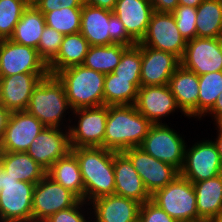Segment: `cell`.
I'll use <instances>...</instances> for the list:
<instances>
[{
	"mask_svg": "<svg viewBox=\"0 0 222 222\" xmlns=\"http://www.w3.org/2000/svg\"><path fill=\"white\" fill-rule=\"evenodd\" d=\"M84 184V201L114 195V151L103 147L71 148Z\"/></svg>",
	"mask_w": 222,
	"mask_h": 222,
	"instance_id": "1",
	"label": "cell"
},
{
	"mask_svg": "<svg viewBox=\"0 0 222 222\" xmlns=\"http://www.w3.org/2000/svg\"><path fill=\"white\" fill-rule=\"evenodd\" d=\"M151 125L134 105L108 106L104 148L123 152L140 147Z\"/></svg>",
	"mask_w": 222,
	"mask_h": 222,
	"instance_id": "2",
	"label": "cell"
},
{
	"mask_svg": "<svg viewBox=\"0 0 222 222\" xmlns=\"http://www.w3.org/2000/svg\"><path fill=\"white\" fill-rule=\"evenodd\" d=\"M65 88L71 110L104 105L105 74L76 65L56 74Z\"/></svg>",
	"mask_w": 222,
	"mask_h": 222,
	"instance_id": "3",
	"label": "cell"
},
{
	"mask_svg": "<svg viewBox=\"0 0 222 222\" xmlns=\"http://www.w3.org/2000/svg\"><path fill=\"white\" fill-rule=\"evenodd\" d=\"M71 110L65 88L56 75H47L34 88L27 112L45 127H60L67 109Z\"/></svg>",
	"mask_w": 222,
	"mask_h": 222,
	"instance_id": "4",
	"label": "cell"
},
{
	"mask_svg": "<svg viewBox=\"0 0 222 222\" xmlns=\"http://www.w3.org/2000/svg\"><path fill=\"white\" fill-rule=\"evenodd\" d=\"M35 184L18 181L0 166V222H32Z\"/></svg>",
	"mask_w": 222,
	"mask_h": 222,
	"instance_id": "5",
	"label": "cell"
},
{
	"mask_svg": "<svg viewBox=\"0 0 222 222\" xmlns=\"http://www.w3.org/2000/svg\"><path fill=\"white\" fill-rule=\"evenodd\" d=\"M151 200L171 218L180 222H198L193 183L180 174L165 187L156 190Z\"/></svg>",
	"mask_w": 222,
	"mask_h": 222,
	"instance_id": "6",
	"label": "cell"
},
{
	"mask_svg": "<svg viewBox=\"0 0 222 222\" xmlns=\"http://www.w3.org/2000/svg\"><path fill=\"white\" fill-rule=\"evenodd\" d=\"M183 138L163 123L152 124L140 148L157 160L171 164L179 171L184 164Z\"/></svg>",
	"mask_w": 222,
	"mask_h": 222,
	"instance_id": "7",
	"label": "cell"
},
{
	"mask_svg": "<svg viewBox=\"0 0 222 222\" xmlns=\"http://www.w3.org/2000/svg\"><path fill=\"white\" fill-rule=\"evenodd\" d=\"M80 199L47 174L35 184L32 222H43L52 214L74 206Z\"/></svg>",
	"mask_w": 222,
	"mask_h": 222,
	"instance_id": "8",
	"label": "cell"
},
{
	"mask_svg": "<svg viewBox=\"0 0 222 222\" xmlns=\"http://www.w3.org/2000/svg\"><path fill=\"white\" fill-rule=\"evenodd\" d=\"M140 44L156 50L173 53L181 59L187 41L178 30L171 12L154 11L149 21L147 32Z\"/></svg>",
	"mask_w": 222,
	"mask_h": 222,
	"instance_id": "9",
	"label": "cell"
},
{
	"mask_svg": "<svg viewBox=\"0 0 222 222\" xmlns=\"http://www.w3.org/2000/svg\"><path fill=\"white\" fill-rule=\"evenodd\" d=\"M73 113L79 116L78 124L69 126L71 148L103 147L108 117V106L78 108Z\"/></svg>",
	"mask_w": 222,
	"mask_h": 222,
	"instance_id": "10",
	"label": "cell"
},
{
	"mask_svg": "<svg viewBox=\"0 0 222 222\" xmlns=\"http://www.w3.org/2000/svg\"><path fill=\"white\" fill-rule=\"evenodd\" d=\"M18 73H49L37 49L10 39L0 40V77Z\"/></svg>",
	"mask_w": 222,
	"mask_h": 222,
	"instance_id": "11",
	"label": "cell"
},
{
	"mask_svg": "<svg viewBox=\"0 0 222 222\" xmlns=\"http://www.w3.org/2000/svg\"><path fill=\"white\" fill-rule=\"evenodd\" d=\"M222 174V162L213 141L203 140L185 149L184 164L180 175L192 183Z\"/></svg>",
	"mask_w": 222,
	"mask_h": 222,
	"instance_id": "12",
	"label": "cell"
},
{
	"mask_svg": "<svg viewBox=\"0 0 222 222\" xmlns=\"http://www.w3.org/2000/svg\"><path fill=\"white\" fill-rule=\"evenodd\" d=\"M180 64L198 76L222 71V37L187 41Z\"/></svg>",
	"mask_w": 222,
	"mask_h": 222,
	"instance_id": "13",
	"label": "cell"
},
{
	"mask_svg": "<svg viewBox=\"0 0 222 222\" xmlns=\"http://www.w3.org/2000/svg\"><path fill=\"white\" fill-rule=\"evenodd\" d=\"M123 153L130 159L151 195L172 182L180 174L177 168L155 159L140 147L126 149Z\"/></svg>",
	"mask_w": 222,
	"mask_h": 222,
	"instance_id": "14",
	"label": "cell"
},
{
	"mask_svg": "<svg viewBox=\"0 0 222 222\" xmlns=\"http://www.w3.org/2000/svg\"><path fill=\"white\" fill-rule=\"evenodd\" d=\"M45 126L27 111H14L0 142V152H26Z\"/></svg>",
	"mask_w": 222,
	"mask_h": 222,
	"instance_id": "15",
	"label": "cell"
},
{
	"mask_svg": "<svg viewBox=\"0 0 222 222\" xmlns=\"http://www.w3.org/2000/svg\"><path fill=\"white\" fill-rule=\"evenodd\" d=\"M50 73H18L0 77V103L11 112L26 111L34 88Z\"/></svg>",
	"mask_w": 222,
	"mask_h": 222,
	"instance_id": "16",
	"label": "cell"
},
{
	"mask_svg": "<svg viewBox=\"0 0 222 222\" xmlns=\"http://www.w3.org/2000/svg\"><path fill=\"white\" fill-rule=\"evenodd\" d=\"M60 129L45 127L26 151L46 171L71 151L69 130L65 134Z\"/></svg>",
	"mask_w": 222,
	"mask_h": 222,
	"instance_id": "17",
	"label": "cell"
},
{
	"mask_svg": "<svg viewBox=\"0 0 222 222\" xmlns=\"http://www.w3.org/2000/svg\"><path fill=\"white\" fill-rule=\"evenodd\" d=\"M179 65L180 59L173 53L142 45L141 86L168 84Z\"/></svg>",
	"mask_w": 222,
	"mask_h": 222,
	"instance_id": "18",
	"label": "cell"
},
{
	"mask_svg": "<svg viewBox=\"0 0 222 222\" xmlns=\"http://www.w3.org/2000/svg\"><path fill=\"white\" fill-rule=\"evenodd\" d=\"M134 106L152 124H159L161 117L168 116L179 108L168 84L141 86Z\"/></svg>",
	"mask_w": 222,
	"mask_h": 222,
	"instance_id": "19",
	"label": "cell"
},
{
	"mask_svg": "<svg viewBox=\"0 0 222 222\" xmlns=\"http://www.w3.org/2000/svg\"><path fill=\"white\" fill-rule=\"evenodd\" d=\"M114 194L136 200L140 204L151 199L141 176L123 152L114 151Z\"/></svg>",
	"mask_w": 222,
	"mask_h": 222,
	"instance_id": "20",
	"label": "cell"
},
{
	"mask_svg": "<svg viewBox=\"0 0 222 222\" xmlns=\"http://www.w3.org/2000/svg\"><path fill=\"white\" fill-rule=\"evenodd\" d=\"M112 12L123 23L128 35L140 43L147 32L154 8L150 0H117Z\"/></svg>",
	"mask_w": 222,
	"mask_h": 222,
	"instance_id": "21",
	"label": "cell"
},
{
	"mask_svg": "<svg viewBox=\"0 0 222 222\" xmlns=\"http://www.w3.org/2000/svg\"><path fill=\"white\" fill-rule=\"evenodd\" d=\"M168 86L181 112L188 117H198V75L180 64L171 76Z\"/></svg>",
	"mask_w": 222,
	"mask_h": 222,
	"instance_id": "22",
	"label": "cell"
},
{
	"mask_svg": "<svg viewBox=\"0 0 222 222\" xmlns=\"http://www.w3.org/2000/svg\"><path fill=\"white\" fill-rule=\"evenodd\" d=\"M96 222H138L141 204L118 195H106L91 201Z\"/></svg>",
	"mask_w": 222,
	"mask_h": 222,
	"instance_id": "23",
	"label": "cell"
},
{
	"mask_svg": "<svg viewBox=\"0 0 222 222\" xmlns=\"http://www.w3.org/2000/svg\"><path fill=\"white\" fill-rule=\"evenodd\" d=\"M80 33L90 46L110 45L112 11L83 4Z\"/></svg>",
	"mask_w": 222,
	"mask_h": 222,
	"instance_id": "24",
	"label": "cell"
},
{
	"mask_svg": "<svg viewBox=\"0 0 222 222\" xmlns=\"http://www.w3.org/2000/svg\"><path fill=\"white\" fill-rule=\"evenodd\" d=\"M196 193L198 222H210L222 212V174L193 183Z\"/></svg>",
	"mask_w": 222,
	"mask_h": 222,
	"instance_id": "25",
	"label": "cell"
},
{
	"mask_svg": "<svg viewBox=\"0 0 222 222\" xmlns=\"http://www.w3.org/2000/svg\"><path fill=\"white\" fill-rule=\"evenodd\" d=\"M0 166L13 178L28 183L36 184L47 174L27 152H0Z\"/></svg>",
	"mask_w": 222,
	"mask_h": 222,
	"instance_id": "26",
	"label": "cell"
},
{
	"mask_svg": "<svg viewBox=\"0 0 222 222\" xmlns=\"http://www.w3.org/2000/svg\"><path fill=\"white\" fill-rule=\"evenodd\" d=\"M90 45L79 32L76 34L64 35L60 50L57 56L48 64L51 75L76 65H82Z\"/></svg>",
	"mask_w": 222,
	"mask_h": 222,
	"instance_id": "27",
	"label": "cell"
},
{
	"mask_svg": "<svg viewBox=\"0 0 222 222\" xmlns=\"http://www.w3.org/2000/svg\"><path fill=\"white\" fill-rule=\"evenodd\" d=\"M45 26L44 14L35 5H29L23 12L9 39L37 49Z\"/></svg>",
	"mask_w": 222,
	"mask_h": 222,
	"instance_id": "28",
	"label": "cell"
},
{
	"mask_svg": "<svg viewBox=\"0 0 222 222\" xmlns=\"http://www.w3.org/2000/svg\"><path fill=\"white\" fill-rule=\"evenodd\" d=\"M47 175L84 201V184L79 163L71 151L58 159L47 171Z\"/></svg>",
	"mask_w": 222,
	"mask_h": 222,
	"instance_id": "29",
	"label": "cell"
},
{
	"mask_svg": "<svg viewBox=\"0 0 222 222\" xmlns=\"http://www.w3.org/2000/svg\"><path fill=\"white\" fill-rule=\"evenodd\" d=\"M196 37H222V0H204L197 7Z\"/></svg>",
	"mask_w": 222,
	"mask_h": 222,
	"instance_id": "30",
	"label": "cell"
},
{
	"mask_svg": "<svg viewBox=\"0 0 222 222\" xmlns=\"http://www.w3.org/2000/svg\"><path fill=\"white\" fill-rule=\"evenodd\" d=\"M127 48L122 44L90 46L82 65L105 75L112 73Z\"/></svg>",
	"mask_w": 222,
	"mask_h": 222,
	"instance_id": "31",
	"label": "cell"
},
{
	"mask_svg": "<svg viewBox=\"0 0 222 222\" xmlns=\"http://www.w3.org/2000/svg\"><path fill=\"white\" fill-rule=\"evenodd\" d=\"M138 87L131 79L118 78V75L109 73L104 79V105H134Z\"/></svg>",
	"mask_w": 222,
	"mask_h": 222,
	"instance_id": "32",
	"label": "cell"
},
{
	"mask_svg": "<svg viewBox=\"0 0 222 222\" xmlns=\"http://www.w3.org/2000/svg\"><path fill=\"white\" fill-rule=\"evenodd\" d=\"M198 77V117L201 118L213 108L216 99L222 92V71L209 72Z\"/></svg>",
	"mask_w": 222,
	"mask_h": 222,
	"instance_id": "33",
	"label": "cell"
},
{
	"mask_svg": "<svg viewBox=\"0 0 222 222\" xmlns=\"http://www.w3.org/2000/svg\"><path fill=\"white\" fill-rule=\"evenodd\" d=\"M82 8H61L44 14L47 26L63 35L76 34L81 28Z\"/></svg>",
	"mask_w": 222,
	"mask_h": 222,
	"instance_id": "34",
	"label": "cell"
},
{
	"mask_svg": "<svg viewBox=\"0 0 222 222\" xmlns=\"http://www.w3.org/2000/svg\"><path fill=\"white\" fill-rule=\"evenodd\" d=\"M142 45L129 46L122 54L119 64L112 72L118 78L131 79L138 88L141 87Z\"/></svg>",
	"mask_w": 222,
	"mask_h": 222,
	"instance_id": "35",
	"label": "cell"
},
{
	"mask_svg": "<svg viewBox=\"0 0 222 222\" xmlns=\"http://www.w3.org/2000/svg\"><path fill=\"white\" fill-rule=\"evenodd\" d=\"M28 6L25 0H0V40L12 36L16 24Z\"/></svg>",
	"mask_w": 222,
	"mask_h": 222,
	"instance_id": "36",
	"label": "cell"
},
{
	"mask_svg": "<svg viewBox=\"0 0 222 222\" xmlns=\"http://www.w3.org/2000/svg\"><path fill=\"white\" fill-rule=\"evenodd\" d=\"M63 37L64 35L54 28L45 26L37 50L47 65L57 56Z\"/></svg>",
	"mask_w": 222,
	"mask_h": 222,
	"instance_id": "37",
	"label": "cell"
},
{
	"mask_svg": "<svg viewBox=\"0 0 222 222\" xmlns=\"http://www.w3.org/2000/svg\"><path fill=\"white\" fill-rule=\"evenodd\" d=\"M177 28L186 41L196 37L197 8L179 5L173 12Z\"/></svg>",
	"mask_w": 222,
	"mask_h": 222,
	"instance_id": "38",
	"label": "cell"
},
{
	"mask_svg": "<svg viewBox=\"0 0 222 222\" xmlns=\"http://www.w3.org/2000/svg\"><path fill=\"white\" fill-rule=\"evenodd\" d=\"M138 222H180L171 218L151 199L141 204Z\"/></svg>",
	"mask_w": 222,
	"mask_h": 222,
	"instance_id": "39",
	"label": "cell"
},
{
	"mask_svg": "<svg viewBox=\"0 0 222 222\" xmlns=\"http://www.w3.org/2000/svg\"><path fill=\"white\" fill-rule=\"evenodd\" d=\"M84 202L86 203V201L79 200L74 206L52 214L43 222H87L84 214L79 212L80 207L85 204Z\"/></svg>",
	"mask_w": 222,
	"mask_h": 222,
	"instance_id": "40",
	"label": "cell"
},
{
	"mask_svg": "<svg viewBox=\"0 0 222 222\" xmlns=\"http://www.w3.org/2000/svg\"><path fill=\"white\" fill-rule=\"evenodd\" d=\"M112 44H122L128 47L137 44L128 35L125 26L113 12H112V33H110V45Z\"/></svg>",
	"mask_w": 222,
	"mask_h": 222,
	"instance_id": "41",
	"label": "cell"
},
{
	"mask_svg": "<svg viewBox=\"0 0 222 222\" xmlns=\"http://www.w3.org/2000/svg\"><path fill=\"white\" fill-rule=\"evenodd\" d=\"M154 11L173 12L178 6V0H150Z\"/></svg>",
	"mask_w": 222,
	"mask_h": 222,
	"instance_id": "42",
	"label": "cell"
},
{
	"mask_svg": "<svg viewBox=\"0 0 222 222\" xmlns=\"http://www.w3.org/2000/svg\"><path fill=\"white\" fill-rule=\"evenodd\" d=\"M43 14L61 9L57 0H37L34 4Z\"/></svg>",
	"mask_w": 222,
	"mask_h": 222,
	"instance_id": "43",
	"label": "cell"
},
{
	"mask_svg": "<svg viewBox=\"0 0 222 222\" xmlns=\"http://www.w3.org/2000/svg\"><path fill=\"white\" fill-rule=\"evenodd\" d=\"M11 111L6 109L1 103H0V142L3 138L4 132L7 128L9 118L11 116Z\"/></svg>",
	"mask_w": 222,
	"mask_h": 222,
	"instance_id": "44",
	"label": "cell"
},
{
	"mask_svg": "<svg viewBox=\"0 0 222 222\" xmlns=\"http://www.w3.org/2000/svg\"><path fill=\"white\" fill-rule=\"evenodd\" d=\"M116 1L117 0H83V3L92 7L104 8L112 11Z\"/></svg>",
	"mask_w": 222,
	"mask_h": 222,
	"instance_id": "45",
	"label": "cell"
},
{
	"mask_svg": "<svg viewBox=\"0 0 222 222\" xmlns=\"http://www.w3.org/2000/svg\"><path fill=\"white\" fill-rule=\"evenodd\" d=\"M208 113L213 114L215 121L222 117V92L219 94L213 108Z\"/></svg>",
	"mask_w": 222,
	"mask_h": 222,
	"instance_id": "46",
	"label": "cell"
},
{
	"mask_svg": "<svg viewBox=\"0 0 222 222\" xmlns=\"http://www.w3.org/2000/svg\"><path fill=\"white\" fill-rule=\"evenodd\" d=\"M61 8H82L83 0H57Z\"/></svg>",
	"mask_w": 222,
	"mask_h": 222,
	"instance_id": "47",
	"label": "cell"
},
{
	"mask_svg": "<svg viewBox=\"0 0 222 222\" xmlns=\"http://www.w3.org/2000/svg\"><path fill=\"white\" fill-rule=\"evenodd\" d=\"M204 0H178L179 5L197 8Z\"/></svg>",
	"mask_w": 222,
	"mask_h": 222,
	"instance_id": "48",
	"label": "cell"
},
{
	"mask_svg": "<svg viewBox=\"0 0 222 222\" xmlns=\"http://www.w3.org/2000/svg\"><path fill=\"white\" fill-rule=\"evenodd\" d=\"M218 138L216 139V141H213V143L215 144L217 151L220 155V159L222 162V132L218 129Z\"/></svg>",
	"mask_w": 222,
	"mask_h": 222,
	"instance_id": "49",
	"label": "cell"
},
{
	"mask_svg": "<svg viewBox=\"0 0 222 222\" xmlns=\"http://www.w3.org/2000/svg\"><path fill=\"white\" fill-rule=\"evenodd\" d=\"M210 222H222V212L214 217Z\"/></svg>",
	"mask_w": 222,
	"mask_h": 222,
	"instance_id": "50",
	"label": "cell"
},
{
	"mask_svg": "<svg viewBox=\"0 0 222 222\" xmlns=\"http://www.w3.org/2000/svg\"><path fill=\"white\" fill-rule=\"evenodd\" d=\"M216 125L218 126L217 128H219V130L222 132V117L216 121Z\"/></svg>",
	"mask_w": 222,
	"mask_h": 222,
	"instance_id": "51",
	"label": "cell"
},
{
	"mask_svg": "<svg viewBox=\"0 0 222 222\" xmlns=\"http://www.w3.org/2000/svg\"><path fill=\"white\" fill-rule=\"evenodd\" d=\"M29 5H34L37 0H25Z\"/></svg>",
	"mask_w": 222,
	"mask_h": 222,
	"instance_id": "52",
	"label": "cell"
}]
</instances>
